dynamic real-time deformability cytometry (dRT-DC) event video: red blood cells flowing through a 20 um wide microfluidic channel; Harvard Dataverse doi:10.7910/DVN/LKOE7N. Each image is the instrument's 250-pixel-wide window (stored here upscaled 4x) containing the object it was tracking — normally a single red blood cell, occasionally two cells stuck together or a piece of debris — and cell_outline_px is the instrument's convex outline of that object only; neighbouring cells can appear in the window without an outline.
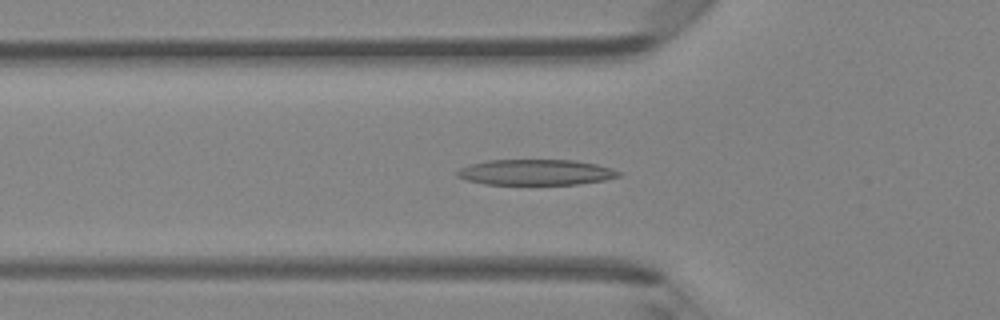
{"species": "Egyptian fruit bat (a non-hibernating species)", "species_latin": "Rousettus aegyptiacus", "temperature_condition": "room temperature", "stored_images_in_passage": 46, "camera_frame_rate_fps": 3000, "um_per_image_px": 0.085, "animal": {"sex": "female"}, "frame": {"image": 1, "passage_image": 15, "time_ms": 4.667, "image_size_px": [1000, 320], "cell_outline_px": [[624, 172], [620, 176], [604, 180], [576, 184], [484, 184], [468, 180], [456, 176], [456, 172], [460, 168], [472, 164], [488, 160], [572, 160], [596, 164], [612, 168]], "centroid_in_image_um": [45.57, 14.64], "position_along_channel_um": 80.2, "area_um2": 24.04}}
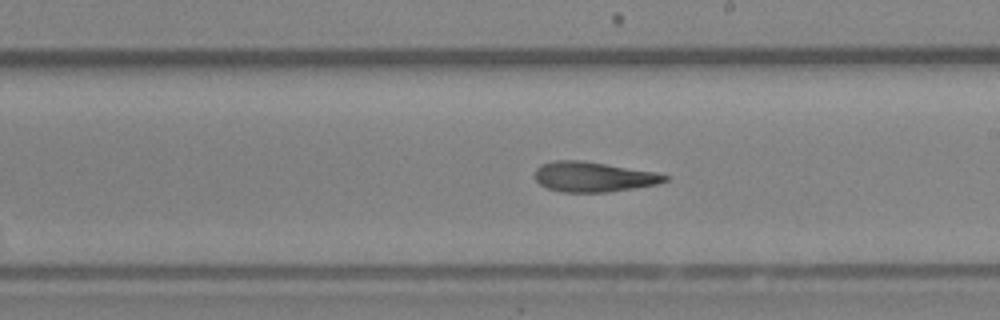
{"frame": {"image": 2, "passage_image": 26, "time_ms": 8.333, "image_size_px": [1000, 320], "cell_outline_px": [[668, 180], [656, 184], [608, 192], [560, 192], [548, 188], [540, 184], [536, 180], [536, 168], [540, 164], [552, 160], [584, 160], [656, 172], [668, 176]], "centroid_in_image_um": [50.41, 15.02], "position_along_channel_um": 238.6, "area_um2": 22.77}}
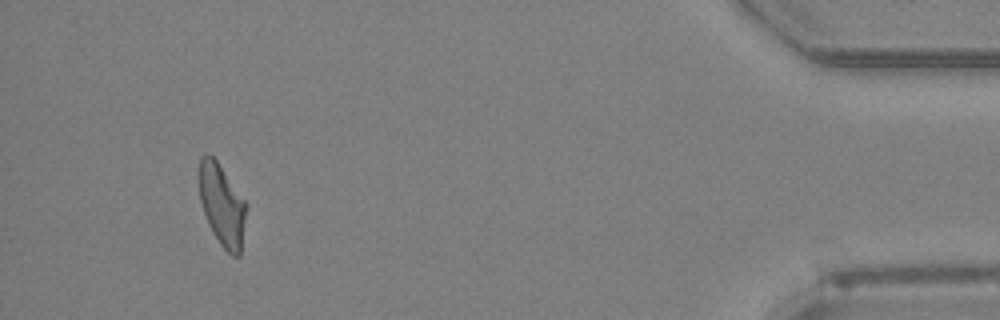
{"frame": {"image": 3, "passage_image": 43, "time_ms": 14.0, "image_size_px": [1000, 320], "cell_outline_px": [[244, 220], [240, 256], [232, 256], [220, 244], [212, 232], [208, 224], [200, 200], [196, 176], [196, 172], [200, 156], [208, 152], [216, 160], [244, 200]], "centroid_in_image_um": [18.78, 17.36], "position_along_channel_um": 416.4, "area_um2": 22.31}, "authors_computed_cell_mechanics": {"area_um2": 23.409, "velocity_mm_per_s": 4.33, "shape_relaxation_time_tau1_ms": 6.219, "shape_relaxation_time_tau2_ms": 3.4849, "deformation_change_tau1": 0.2239, "deformation_change_tau2": 0.1477}}